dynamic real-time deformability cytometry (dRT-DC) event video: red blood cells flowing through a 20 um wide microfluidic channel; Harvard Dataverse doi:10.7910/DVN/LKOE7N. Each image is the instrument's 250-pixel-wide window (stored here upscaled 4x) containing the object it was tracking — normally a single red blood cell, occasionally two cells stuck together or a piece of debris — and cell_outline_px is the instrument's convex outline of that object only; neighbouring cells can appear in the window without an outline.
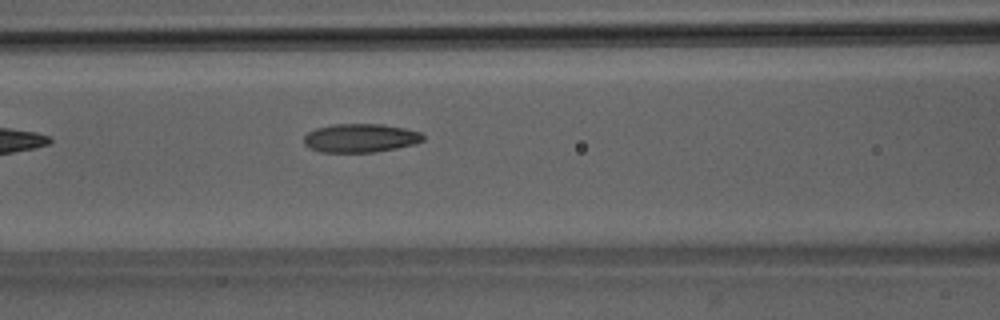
{"species": "Egyptian fruit bat (a non-hibernating species)", "species_latin": "Rousettus aegyptiacus", "temperature_condition": "room temperature", "stored_images_in_passage": 7, "camera_frame_rate_fps": 3000, "um_per_image_px": 0.085, "animal": {"sex": "male"}, "frame": {"image": 1, "passage_image": 7, "time_ms": 7.0, "image_size_px": [1000, 320], "cell_outline_px": [[424, 140], [416, 144], [396, 148], [372, 152], [320, 152], [308, 148], [304, 144], [304, 136], [308, 132], [316, 128], [332, 124], [380, 124], [404, 128], [420, 132], [424, 136]], "centroid_in_image_um": [30.62, 11.73], "position_along_channel_um": 136.0, "area_um2": 19.94}}